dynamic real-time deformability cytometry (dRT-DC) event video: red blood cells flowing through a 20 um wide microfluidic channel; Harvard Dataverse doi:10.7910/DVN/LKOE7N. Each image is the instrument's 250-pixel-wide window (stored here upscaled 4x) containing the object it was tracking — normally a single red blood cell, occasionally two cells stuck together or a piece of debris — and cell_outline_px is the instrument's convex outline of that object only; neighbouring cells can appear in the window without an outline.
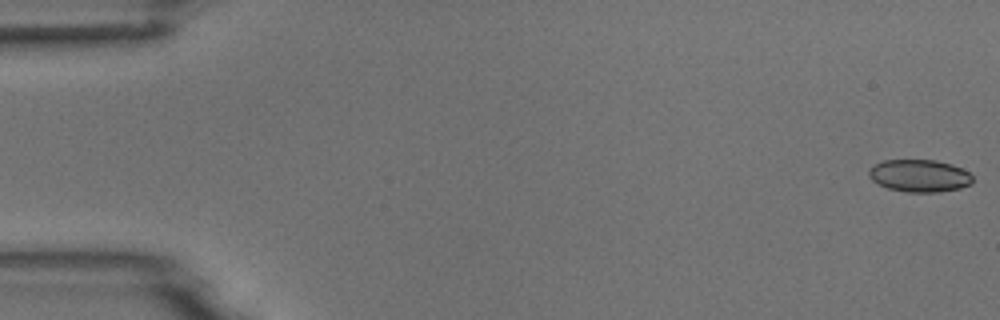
{"species": "common noctule bat (a hibernating species)", "species_latin": "Nyctalus noctula", "temperature_condition": "room temperature", "stored_images_in_passage": 54, "camera_frame_rate_fps": 3000, "um_per_image_px": 0.085, "animal": {"sex": "male", "body_mass_g": 18.8}, "frame": {"image": 1, "passage_image": 1, "time_ms": 0.0, "image_size_px": [1000, 320], "cell_outline_px": [[972, 184], [960, 188], [940, 192], [908, 192], [888, 188], [872, 180], [868, 176], [868, 168], [884, 160], [936, 160], [952, 164], [968, 172], [972, 176]], "centroid_in_image_um": [78.15, 14.94], "position_along_channel_um": 6.8, "area_um2": 19.59}}
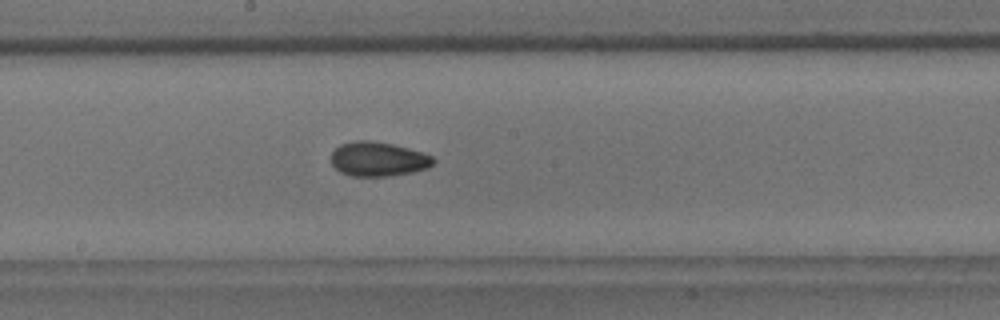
{"frame": {"image": 2, "passage_image": 29, "time_ms": 9.333, "image_size_px": [1000, 320], "cell_outline_px": [[436, 160], [428, 168], [412, 172], [388, 176], [352, 176], [340, 172], [332, 164], [332, 152], [340, 144], [356, 140], [372, 140], [392, 144], [408, 148], [432, 156]], "centroid_in_image_um": [32.14, 13.52], "position_along_channel_um": 216.1, "area_um2": 20.4}}
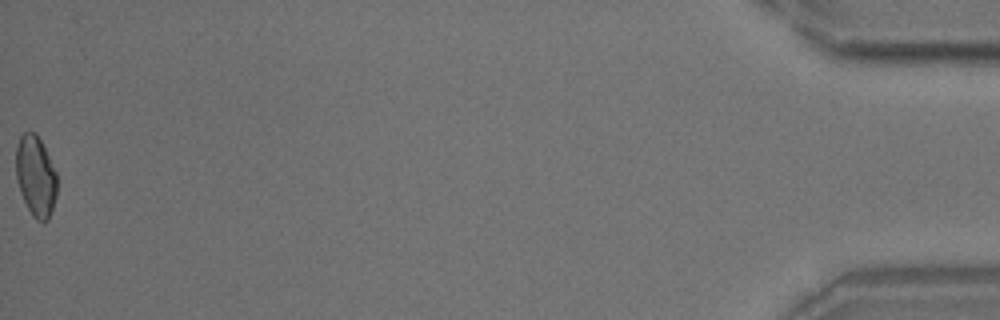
{"frame": {"image": 3, "passage_image": 54, "time_ms": 17.667, "image_size_px": [1000, 320], "cell_outline_px": [[56, 196], [48, 220], [44, 224], [36, 220], [32, 216], [20, 192], [16, 180], [16, 144], [20, 136], [24, 132], [36, 132], [56, 172]], "centroid_in_image_um": [3.01, 14.99], "position_along_channel_um": 432.2, "area_um2": 19.31}, "authors_computed_cell_mechanics": {"area_um2": 19.7676, "velocity_mm_per_s": 3.7867, "shape_relaxation_time_tau1_ms": 9.7313, "shape_relaxation_time_tau2_ms": 2.5966, "deformation_change_tau1": 0.1314, "deformation_change_tau2": 0.0711}}